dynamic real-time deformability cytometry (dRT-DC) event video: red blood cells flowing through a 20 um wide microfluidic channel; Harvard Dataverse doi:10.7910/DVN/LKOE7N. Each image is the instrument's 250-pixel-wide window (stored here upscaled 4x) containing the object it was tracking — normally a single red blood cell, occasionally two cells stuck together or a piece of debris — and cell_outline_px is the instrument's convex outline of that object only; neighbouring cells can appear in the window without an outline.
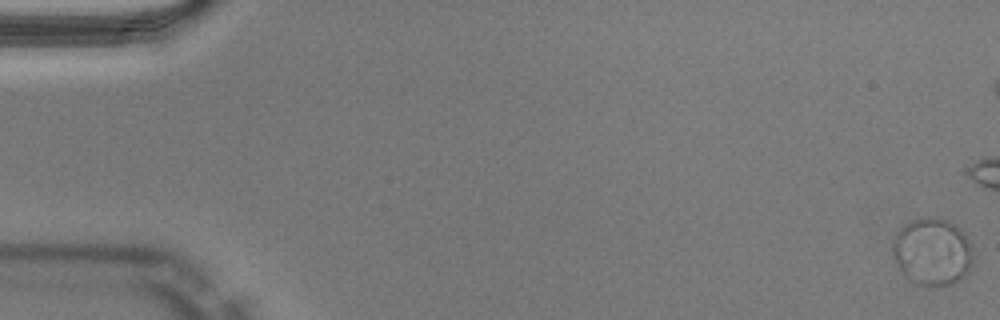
{"species": "Egyptian fruit bat (a non-hibernating species)", "species_latin": "Rousettus aegyptiacus", "temperature_condition": "warm", "stored_images_in_passage": 17, "camera_frame_rate_fps": 3000, "um_per_image_px": 0.085, "animal": {"sex": "male"}, "frame": {"image": 1, "passage_image": 1, "time_ms": 0.0, "image_size_px": [1000, 320], "cell_outline_px": [[972, 264], [968, 276], [960, 280], [940, 288], [916, 284], [900, 268], [892, 252], [892, 240], [896, 232], [904, 224], [912, 220], [932, 216], [948, 220], [960, 228], [972, 248]], "centroid_in_image_um": [79.27, 21.41], "position_along_channel_um": 5.7, "area_um2": 31.85}}